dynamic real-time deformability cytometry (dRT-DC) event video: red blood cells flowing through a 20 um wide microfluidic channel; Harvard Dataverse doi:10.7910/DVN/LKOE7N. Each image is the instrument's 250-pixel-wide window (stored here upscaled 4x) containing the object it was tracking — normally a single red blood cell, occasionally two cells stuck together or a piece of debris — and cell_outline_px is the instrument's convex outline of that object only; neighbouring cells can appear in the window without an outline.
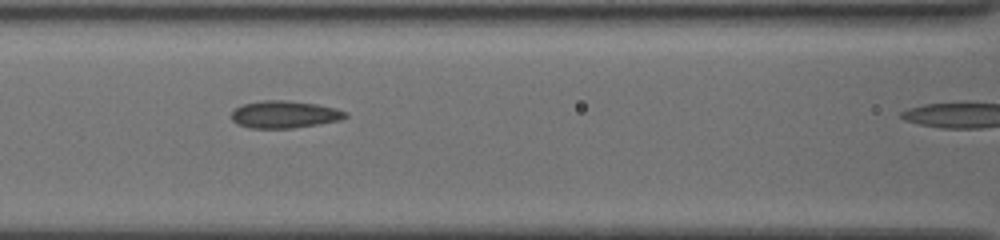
{"species": "common noctule bat (a hibernating species)", "species_latin": "Nyctalus noctula", "temperature_condition": "cold", "stored_images_in_passage": 6, "segment_of_instrument_passage": [1, 2], "camera_frame_rate_fps": 3000, "um_per_image_px": 0.085, "animal": {"sex": "female", "body_mass_g": 19.5, "forearm_length_mm": 54.1}, "frame": {"image": 1, "passage_image": 3, "time_ms": 2.0, "image_size_px": [1000, 240], "cell_outline_px": [[348, 116], [340, 120], [292, 128], [248, 128], [236, 124], [232, 120], [232, 112], [236, 108], [244, 104], [260, 100], [288, 100], [316, 104], [336, 108], [348, 112]], "centroid_in_image_um": [24.18, 9.72], "position_along_channel_um": 142.4, "area_um2": 18.15}}
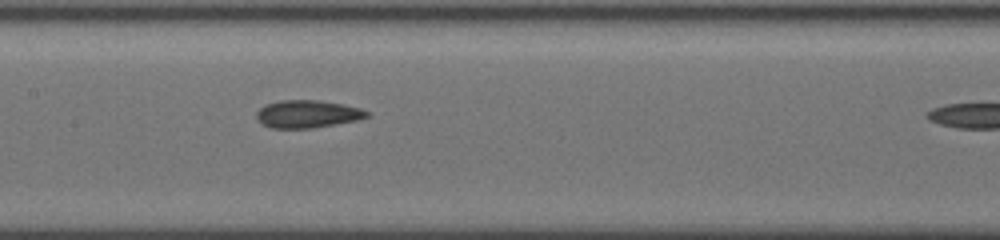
{"frame": {"image": 2, "passage_image": 5, "time_ms": 3.0, "image_size_px": [1000, 240], "cell_outline_px": [[368, 116], [360, 120], [312, 128], [268, 128], [260, 124], [256, 120], [256, 112], [260, 108], [268, 104], [280, 100], [320, 100], [344, 104], [360, 108], [368, 112]], "centroid_in_image_um": [26.11, 9.7], "position_along_channel_um": 181.3, "area_um2": 17.98}}